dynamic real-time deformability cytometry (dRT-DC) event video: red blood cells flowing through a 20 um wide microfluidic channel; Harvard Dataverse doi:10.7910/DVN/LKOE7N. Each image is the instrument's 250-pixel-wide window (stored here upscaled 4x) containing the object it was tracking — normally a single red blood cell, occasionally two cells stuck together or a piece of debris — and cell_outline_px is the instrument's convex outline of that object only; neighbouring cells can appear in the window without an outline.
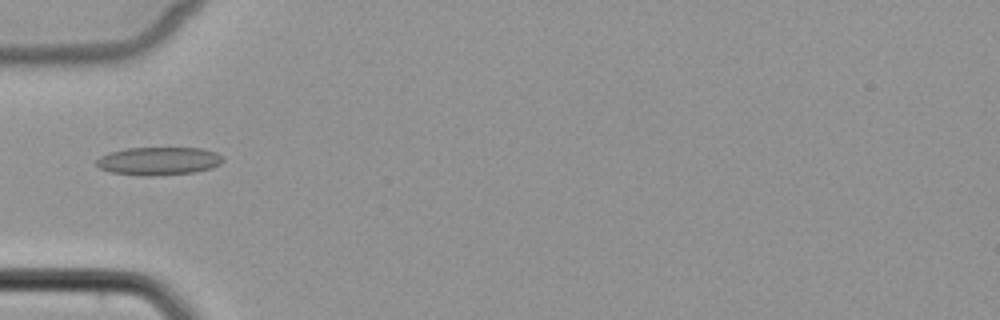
{"species": "common noctule bat (a hibernating species)", "species_latin": "Nyctalus noctula", "temperature_condition": "cold", "stored_images_in_passage": 5, "camera_frame_rate_fps": 3000, "um_per_image_px": 0.085, "animal": {"sex": "female", "body_mass_g": 22.7, "forearm_length_mm": 54.2}, "frame": {"image": 1, "passage_image": 5, "time_ms": 4.667, "image_size_px": [1000, 320], "cell_outline_px": [[224, 160], [220, 164], [212, 168], [196, 172], [148, 176], [144, 176], [112, 172], [100, 168], [96, 164], [96, 160], [100, 156], [108, 152], [124, 148], [200, 148], [216, 152], [224, 156]], "centroid_in_image_um": [13.5, 13.68], "position_along_channel_um": 71.5, "area_um2": 20.81}}